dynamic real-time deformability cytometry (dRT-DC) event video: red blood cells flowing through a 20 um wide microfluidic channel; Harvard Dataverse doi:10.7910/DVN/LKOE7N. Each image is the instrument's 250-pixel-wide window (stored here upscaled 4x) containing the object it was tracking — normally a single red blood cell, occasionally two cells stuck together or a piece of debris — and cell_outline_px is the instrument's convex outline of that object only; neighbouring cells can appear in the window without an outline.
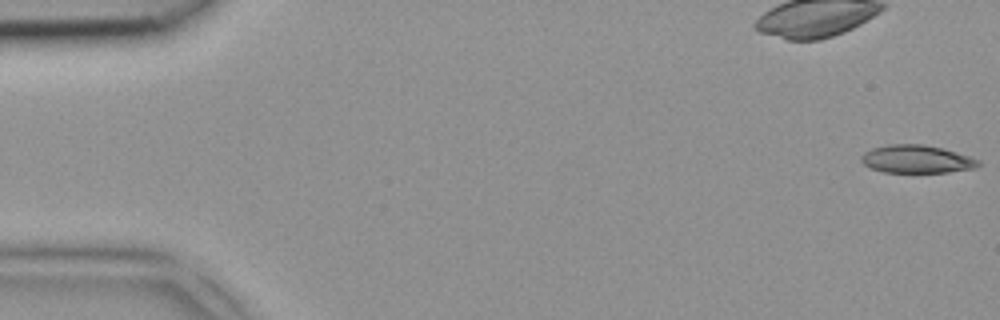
{"species": "common noctule bat (a hibernating species)", "species_latin": "Nyctalus noctula", "temperature_condition": "room temperature", "stored_images_in_passage": 6, "camera_frame_rate_fps": 3000, "um_per_image_px": 0.085, "animal": {"sex": "female", "body_mass_g": 18.4}, "frame": {"image": 1, "passage_image": 1, "time_ms": 0.0, "image_size_px": [1000, 320], "cell_outline_px": [[980, 164], [976, 168], [948, 172], [884, 172], [872, 168], [864, 164], [860, 160], [860, 156], [864, 152], [872, 148], [888, 144], [924, 144], [944, 148], [980, 160]], "centroid_in_image_um": [77.91, 13.52], "position_along_channel_um": 7.1, "area_um2": 19.13}}
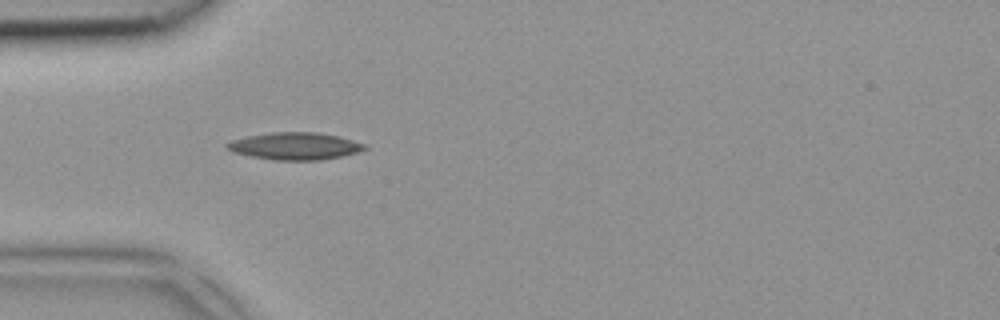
{"frame": {"image": 2, "passage_image": 4, "time_ms": 1.0, "image_size_px": [1000, 320], "cell_outline_px": [[368, 148], [360, 152], [320, 160], [276, 160], [252, 156], [232, 152], [224, 144], [232, 140], [248, 136], [272, 132], [316, 132], [340, 136], [368, 144]], "centroid_in_image_um": [25.13, 12.41], "position_along_channel_um": 59.9, "area_um2": 21.91}}